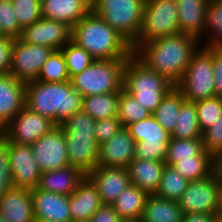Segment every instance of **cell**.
<instances>
[{"label": "cell", "instance_id": "10", "mask_svg": "<svg viewBox=\"0 0 222 222\" xmlns=\"http://www.w3.org/2000/svg\"><path fill=\"white\" fill-rule=\"evenodd\" d=\"M222 175L217 169L211 176L189 182L178 200L183 214L206 213L218 215Z\"/></svg>", "mask_w": 222, "mask_h": 222}, {"label": "cell", "instance_id": "16", "mask_svg": "<svg viewBox=\"0 0 222 222\" xmlns=\"http://www.w3.org/2000/svg\"><path fill=\"white\" fill-rule=\"evenodd\" d=\"M135 140L122 127L111 139L99 145L97 166L128 168L135 157Z\"/></svg>", "mask_w": 222, "mask_h": 222}, {"label": "cell", "instance_id": "3", "mask_svg": "<svg viewBox=\"0 0 222 222\" xmlns=\"http://www.w3.org/2000/svg\"><path fill=\"white\" fill-rule=\"evenodd\" d=\"M82 97L71 81L35 80L26 83L25 107L59 125L74 113L82 111Z\"/></svg>", "mask_w": 222, "mask_h": 222}, {"label": "cell", "instance_id": "11", "mask_svg": "<svg viewBox=\"0 0 222 222\" xmlns=\"http://www.w3.org/2000/svg\"><path fill=\"white\" fill-rule=\"evenodd\" d=\"M53 51L47 46L26 44L19 38L14 39L9 73L24 83L37 80L43 64Z\"/></svg>", "mask_w": 222, "mask_h": 222}, {"label": "cell", "instance_id": "31", "mask_svg": "<svg viewBox=\"0 0 222 222\" xmlns=\"http://www.w3.org/2000/svg\"><path fill=\"white\" fill-rule=\"evenodd\" d=\"M119 92L82 97V111L92 119L117 117Z\"/></svg>", "mask_w": 222, "mask_h": 222}, {"label": "cell", "instance_id": "23", "mask_svg": "<svg viewBox=\"0 0 222 222\" xmlns=\"http://www.w3.org/2000/svg\"><path fill=\"white\" fill-rule=\"evenodd\" d=\"M0 215L6 222H34L31 190L13 188L0 197Z\"/></svg>", "mask_w": 222, "mask_h": 222}, {"label": "cell", "instance_id": "17", "mask_svg": "<svg viewBox=\"0 0 222 222\" xmlns=\"http://www.w3.org/2000/svg\"><path fill=\"white\" fill-rule=\"evenodd\" d=\"M86 177L96 187L103 204L111 205L130 184L127 168L97 166Z\"/></svg>", "mask_w": 222, "mask_h": 222}, {"label": "cell", "instance_id": "15", "mask_svg": "<svg viewBox=\"0 0 222 222\" xmlns=\"http://www.w3.org/2000/svg\"><path fill=\"white\" fill-rule=\"evenodd\" d=\"M9 158L14 188H36L42 172L33 156L32 146L13 143Z\"/></svg>", "mask_w": 222, "mask_h": 222}, {"label": "cell", "instance_id": "44", "mask_svg": "<svg viewBox=\"0 0 222 222\" xmlns=\"http://www.w3.org/2000/svg\"><path fill=\"white\" fill-rule=\"evenodd\" d=\"M203 147L217 162L222 158V115L203 135Z\"/></svg>", "mask_w": 222, "mask_h": 222}, {"label": "cell", "instance_id": "35", "mask_svg": "<svg viewBox=\"0 0 222 222\" xmlns=\"http://www.w3.org/2000/svg\"><path fill=\"white\" fill-rule=\"evenodd\" d=\"M189 181L181 176L173 166L166 165L157 192V196L178 201L186 190Z\"/></svg>", "mask_w": 222, "mask_h": 222}, {"label": "cell", "instance_id": "36", "mask_svg": "<svg viewBox=\"0 0 222 222\" xmlns=\"http://www.w3.org/2000/svg\"><path fill=\"white\" fill-rule=\"evenodd\" d=\"M204 151L203 139H174L171 138L167 157L165 159L166 165L172 166L175 162L180 159L193 158L194 156L200 155Z\"/></svg>", "mask_w": 222, "mask_h": 222}, {"label": "cell", "instance_id": "48", "mask_svg": "<svg viewBox=\"0 0 222 222\" xmlns=\"http://www.w3.org/2000/svg\"><path fill=\"white\" fill-rule=\"evenodd\" d=\"M122 219L112 207L103 204L91 217L90 222H121Z\"/></svg>", "mask_w": 222, "mask_h": 222}, {"label": "cell", "instance_id": "43", "mask_svg": "<svg viewBox=\"0 0 222 222\" xmlns=\"http://www.w3.org/2000/svg\"><path fill=\"white\" fill-rule=\"evenodd\" d=\"M22 28L13 9L12 0H0V36L20 37Z\"/></svg>", "mask_w": 222, "mask_h": 222}, {"label": "cell", "instance_id": "22", "mask_svg": "<svg viewBox=\"0 0 222 222\" xmlns=\"http://www.w3.org/2000/svg\"><path fill=\"white\" fill-rule=\"evenodd\" d=\"M103 205L92 182L85 177L69 196L72 222H90L92 215Z\"/></svg>", "mask_w": 222, "mask_h": 222}, {"label": "cell", "instance_id": "28", "mask_svg": "<svg viewBox=\"0 0 222 222\" xmlns=\"http://www.w3.org/2000/svg\"><path fill=\"white\" fill-rule=\"evenodd\" d=\"M182 211L178 201L149 194L144 207L142 222H181Z\"/></svg>", "mask_w": 222, "mask_h": 222}, {"label": "cell", "instance_id": "19", "mask_svg": "<svg viewBox=\"0 0 222 222\" xmlns=\"http://www.w3.org/2000/svg\"><path fill=\"white\" fill-rule=\"evenodd\" d=\"M64 136L70 165L87 175L98 164L99 145L95 135H74L71 132H64Z\"/></svg>", "mask_w": 222, "mask_h": 222}, {"label": "cell", "instance_id": "39", "mask_svg": "<svg viewBox=\"0 0 222 222\" xmlns=\"http://www.w3.org/2000/svg\"><path fill=\"white\" fill-rule=\"evenodd\" d=\"M198 123L202 134L222 115V98L212 97L195 102Z\"/></svg>", "mask_w": 222, "mask_h": 222}, {"label": "cell", "instance_id": "21", "mask_svg": "<svg viewBox=\"0 0 222 222\" xmlns=\"http://www.w3.org/2000/svg\"><path fill=\"white\" fill-rule=\"evenodd\" d=\"M41 17L63 22L71 28L92 10L87 0H42Z\"/></svg>", "mask_w": 222, "mask_h": 222}, {"label": "cell", "instance_id": "20", "mask_svg": "<svg viewBox=\"0 0 222 222\" xmlns=\"http://www.w3.org/2000/svg\"><path fill=\"white\" fill-rule=\"evenodd\" d=\"M26 83L10 73L0 75V130L25 107Z\"/></svg>", "mask_w": 222, "mask_h": 222}, {"label": "cell", "instance_id": "8", "mask_svg": "<svg viewBox=\"0 0 222 222\" xmlns=\"http://www.w3.org/2000/svg\"><path fill=\"white\" fill-rule=\"evenodd\" d=\"M180 33L176 0H145L142 26L131 44L134 51L140 44Z\"/></svg>", "mask_w": 222, "mask_h": 222}, {"label": "cell", "instance_id": "52", "mask_svg": "<svg viewBox=\"0 0 222 222\" xmlns=\"http://www.w3.org/2000/svg\"><path fill=\"white\" fill-rule=\"evenodd\" d=\"M121 222H142L141 219L138 220H122Z\"/></svg>", "mask_w": 222, "mask_h": 222}, {"label": "cell", "instance_id": "4", "mask_svg": "<svg viewBox=\"0 0 222 222\" xmlns=\"http://www.w3.org/2000/svg\"><path fill=\"white\" fill-rule=\"evenodd\" d=\"M173 87L169 80L149 69L134 54L127 59L123 89L151 114Z\"/></svg>", "mask_w": 222, "mask_h": 222}, {"label": "cell", "instance_id": "13", "mask_svg": "<svg viewBox=\"0 0 222 222\" xmlns=\"http://www.w3.org/2000/svg\"><path fill=\"white\" fill-rule=\"evenodd\" d=\"M56 126L50 119L24 107L2 131L13 143L32 145Z\"/></svg>", "mask_w": 222, "mask_h": 222}, {"label": "cell", "instance_id": "1", "mask_svg": "<svg viewBox=\"0 0 222 222\" xmlns=\"http://www.w3.org/2000/svg\"><path fill=\"white\" fill-rule=\"evenodd\" d=\"M200 46L197 38L178 33L140 44L133 54L175 86Z\"/></svg>", "mask_w": 222, "mask_h": 222}, {"label": "cell", "instance_id": "41", "mask_svg": "<svg viewBox=\"0 0 222 222\" xmlns=\"http://www.w3.org/2000/svg\"><path fill=\"white\" fill-rule=\"evenodd\" d=\"M12 5L22 29L41 18V2L39 0H12Z\"/></svg>", "mask_w": 222, "mask_h": 222}, {"label": "cell", "instance_id": "12", "mask_svg": "<svg viewBox=\"0 0 222 222\" xmlns=\"http://www.w3.org/2000/svg\"><path fill=\"white\" fill-rule=\"evenodd\" d=\"M32 152L41 172H48L70 165L66 138L57 125L32 145Z\"/></svg>", "mask_w": 222, "mask_h": 222}, {"label": "cell", "instance_id": "50", "mask_svg": "<svg viewBox=\"0 0 222 222\" xmlns=\"http://www.w3.org/2000/svg\"><path fill=\"white\" fill-rule=\"evenodd\" d=\"M217 216L220 220H222V187L220 191V208Z\"/></svg>", "mask_w": 222, "mask_h": 222}, {"label": "cell", "instance_id": "51", "mask_svg": "<svg viewBox=\"0 0 222 222\" xmlns=\"http://www.w3.org/2000/svg\"><path fill=\"white\" fill-rule=\"evenodd\" d=\"M217 169L220 171V174L222 175V158L217 163Z\"/></svg>", "mask_w": 222, "mask_h": 222}, {"label": "cell", "instance_id": "26", "mask_svg": "<svg viewBox=\"0 0 222 222\" xmlns=\"http://www.w3.org/2000/svg\"><path fill=\"white\" fill-rule=\"evenodd\" d=\"M165 166V161L134 158L127 168L130 183L146 191L148 194H155L158 190Z\"/></svg>", "mask_w": 222, "mask_h": 222}, {"label": "cell", "instance_id": "37", "mask_svg": "<svg viewBox=\"0 0 222 222\" xmlns=\"http://www.w3.org/2000/svg\"><path fill=\"white\" fill-rule=\"evenodd\" d=\"M42 82H66L70 81L65 57L61 50H54L43 64L37 77Z\"/></svg>", "mask_w": 222, "mask_h": 222}, {"label": "cell", "instance_id": "24", "mask_svg": "<svg viewBox=\"0 0 222 222\" xmlns=\"http://www.w3.org/2000/svg\"><path fill=\"white\" fill-rule=\"evenodd\" d=\"M86 175L76 167H66L42 172L37 189L70 196L84 180Z\"/></svg>", "mask_w": 222, "mask_h": 222}, {"label": "cell", "instance_id": "54", "mask_svg": "<svg viewBox=\"0 0 222 222\" xmlns=\"http://www.w3.org/2000/svg\"><path fill=\"white\" fill-rule=\"evenodd\" d=\"M91 5H93L97 0H87Z\"/></svg>", "mask_w": 222, "mask_h": 222}, {"label": "cell", "instance_id": "30", "mask_svg": "<svg viewBox=\"0 0 222 222\" xmlns=\"http://www.w3.org/2000/svg\"><path fill=\"white\" fill-rule=\"evenodd\" d=\"M184 100L181 92L174 86L152 113L163 129L171 135L176 128L178 114Z\"/></svg>", "mask_w": 222, "mask_h": 222}, {"label": "cell", "instance_id": "38", "mask_svg": "<svg viewBox=\"0 0 222 222\" xmlns=\"http://www.w3.org/2000/svg\"><path fill=\"white\" fill-rule=\"evenodd\" d=\"M70 79L86 69L95 59L72 40L61 49Z\"/></svg>", "mask_w": 222, "mask_h": 222}, {"label": "cell", "instance_id": "18", "mask_svg": "<svg viewBox=\"0 0 222 222\" xmlns=\"http://www.w3.org/2000/svg\"><path fill=\"white\" fill-rule=\"evenodd\" d=\"M34 218L51 222H72L69 196L34 188L31 190Z\"/></svg>", "mask_w": 222, "mask_h": 222}, {"label": "cell", "instance_id": "5", "mask_svg": "<svg viewBox=\"0 0 222 222\" xmlns=\"http://www.w3.org/2000/svg\"><path fill=\"white\" fill-rule=\"evenodd\" d=\"M127 59L94 60L70 81L83 97L120 92L123 89Z\"/></svg>", "mask_w": 222, "mask_h": 222}, {"label": "cell", "instance_id": "40", "mask_svg": "<svg viewBox=\"0 0 222 222\" xmlns=\"http://www.w3.org/2000/svg\"><path fill=\"white\" fill-rule=\"evenodd\" d=\"M12 140L0 130V197L14 188L10 168Z\"/></svg>", "mask_w": 222, "mask_h": 222}, {"label": "cell", "instance_id": "7", "mask_svg": "<svg viewBox=\"0 0 222 222\" xmlns=\"http://www.w3.org/2000/svg\"><path fill=\"white\" fill-rule=\"evenodd\" d=\"M145 0H97L92 10L130 44L138 37Z\"/></svg>", "mask_w": 222, "mask_h": 222}, {"label": "cell", "instance_id": "42", "mask_svg": "<svg viewBox=\"0 0 222 222\" xmlns=\"http://www.w3.org/2000/svg\"><path fill=\"white\" fill-rule=\"evenodd\" d=\"M59 126L63 132H71L74 135H95L96 120L79 111L66 118Z\"/></svg>", "mask_w": 222, "mask_h": 222}, {"label": "cell", "instance_id": "29", "mask_svg": "<svg viewBox=\"0 0 222 222\" xmlns=\"http://www.w3.org/2000/svg\"><path fill=\"white\" fill-rule=\"evenodd\" d=\"M217 161L204 150L193 158L180 159L172 166L189 182L211 176L217 170Z\"/></svg>", "mask_w": 222, "mask_h": 222}, {"label": "cell", "instance_id": "47", "mask_svg": "<svg viewBox=\"0 0 222 222\" xmlns=\"http://www.w3.org/2000/svg\"><path fill=\"white\" fill-rule=\"evenodd\" d=\"M215 97L222 98V48H213Z\"/></svg>", "mask_w": 222, "mask_h": 222}, {"label": "cell", "instance_id": "25", "mask_svg": "<svg viewBox=\"0 0 222 222\" xmlns=\"http://www.w3.org/2000/svg\"><path fill=\"white\" fill-rule=\"evenodd\" d=\"M180 33L203 38L209 0H176Z\"/></svg>", "mask_w": 222, "mask_h": 222}, {"label": "cell", "instance_id": "2", "mask_svg": "<svg viewBox=\"0 0 222 222\" xmlns=\"http://www.w3.org/2000/svg\"><path fill=\"white\" fill-rule=\"evenodd\" d=\"M71 40L95 60L128 59L131 44L93 10L72 27Z\"/></svg>", "mask_w": 222, "mask_h": 222}, {"label": "cell", "instance_id": "32", "mask_svg": "<svg viewBox=\"0 0 222 222\" xmlns=\"http://www.w3.org/2000/svg\"><path fill=\"white\" fill-rule=\"evenodd\" d=\"M203 37L202 47L222 48V0H209Z\"/></svg>", "mask_w": 222, "mask_h": 222}, {"label": "cell", "instance_id": "46", "mask_svg": "<svg viewBox=\"0 0 222 222\" xmlns=\"http://www.w3.org/2000/svg\"><path fill=\"white\" fill-rule=\"evenodd\" d=\"M13 41L14 38L0 36V75L9 73Z\"/></svg>", "mask_w": 222, "mask_h": 222}, {"label": "cell", "instance_id": "27", "mask_svg": "<svg viewBox=\"0 0 222 222\" xmlns=\"http://www.w3.org/2000/svg\"><path fill=\"white\" fill-rule=\"evenodd\" d=\"M148 196L146 191L130 183L111 205L122 220H138L142 218Z\"/></svg>", "mask_w": 222, "mask_h": 222}, {"label": "cell", "instance_id": "45", "mask_svg": "<svg viewBox=\"0 0 222 222\" xmlns=\"http://www.w3.org/2000/svg\"><path fill=\"white\" fill-rule=\"evenodd\" d=\"M122 127L117 117L96 120L95 137L97 144L101 145L111 139Z\"/></svg>", "mask_w": 222, "mask_h": 222}, {"label": "cell", "instance_id": "53", "mask_svg": "<svg viewBox=\"0 0 222 222\" xmlns=\"http://www.w3.org/2000/svg\"><path fill=\"white\" fill-rule=\"evenodd\" d=\"M34 222H51V221H47V220H42V219H34Z\"/></svg>", "mask_w": 222, "mask_h": 222}, {"label": "cell", "instance_id": "49", "mask_svg": "<svg viewBox=\"0 0 222 222\" xmlns=\"http://www.w3.org/2000/svg\"><path fill=\"white\" fill-rule=\"evenodd\" d=\"M218 216L206 213H187L182 215L181 222H216Z\"/></svg>", "mask_w": 222, "mask_h": 222}, {"label": "cell", "instance_id": "33", "mask_svg": "<svg viewBox=\"0 0 222 222\" xmlns=\"http://www.w3.org/2000/svg\"><path fill=\"white\" fill-rule=\"evenodd\" d=\"M202 132L198 123L195 103L184 100L178 114L176 128L171 135L174 139L202 138Z\"/></svg>", "mask_w": 222, "mask_h": 222}, {"label": "cell", "instance_id": "6", "mask_svg": "<svg viewBox=\"0 0 222 222\" xmlns=\"http://www.w3.org/2000/svg\"><path fill=\"white\" fill-rule=\"evenodd\" d=\"M175 87L194 103L215 97L213 48L199 47Z\"/></svg>", "mask_w": 222, "mask_h": 222}, {"label": "cell", "instance_id": "34", "mask_svg": "<svg viewBox=\"0 0 222 222\" xmlns=\"http://www.w3.org/2000/svg\"><path fill=\"white\" fill-rule=\"evenodd\" d=\"M151 113L137 102L135 97L122 89L119 92V101L117 109V118L120 120L123 127L146 119Z\"/></svg>", "mask_w": 222, "mask_h": 222}, {"label": "cell", "instance_id": "9", "mask_svg": "<svg viewBox=\"0 0 222 222\" xmlns=\"http://www.w3.org/2000/svg\"><path fill=\"white\" fill-rule=\"evenodd\" d=\"M127 129L136 142L134 158L165 161L171 134L163 129L152 114L129 125Z\"/></svg>", "mask_w": 222, "mask_h": 222}, {"label": "cell", "instance_id": "55", "mask_svg": "<svg viewBox=\"0 0 222 222\" xmlns=\"http://www.w3.org/2000/svg\"><path fill=\"white\" fill-rule=\"evenodd\" d=\"M0 222H6V220L0 215Z\"/></svg>", "mask_w": 222, "mask_h": 222}, {"label": "cell", "instance_id": "14", "mask_svg": "<svg viewBox=\"0 0 222 222\" xmlns=\"http://www.w3.org/2000/svg\"><path fill=\"white\" fill-rule=\"evenodd\" d=\"M72 28L63 22L41 17L22 29L19 39L26 44L43 45L61 50L71 41Z\"/></svg>", "mask_w": 222, "mask_h": 222}]
</instances>
